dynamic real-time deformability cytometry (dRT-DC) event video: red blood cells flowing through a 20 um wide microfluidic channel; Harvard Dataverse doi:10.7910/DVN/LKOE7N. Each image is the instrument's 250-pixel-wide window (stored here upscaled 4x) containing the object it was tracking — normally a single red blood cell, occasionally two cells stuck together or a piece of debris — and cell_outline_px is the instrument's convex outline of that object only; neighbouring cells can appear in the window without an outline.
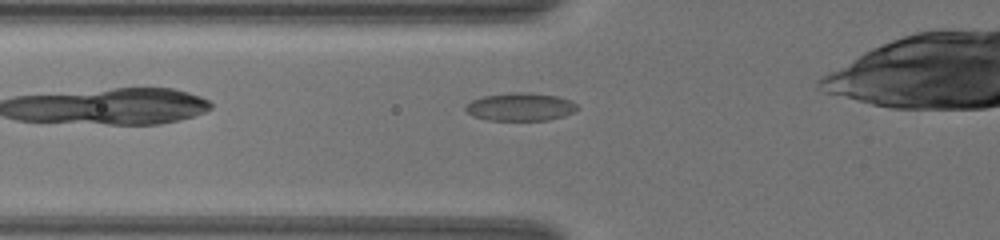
{"species": "common noctule bat (a hibernating species)", "species_latin": "Nyctalus noctula", "temperature_condition": "warm", "stored_images_in_passage": 41, "camera_frame_rate_fps": 3000, "um_per_image_px": 0.085, "animal": {"sex": "female", "body_mass_g": 19.5, "forearm_length_mm": 54.1}, "frame": {"image": 1, "passage_image": 2, "time_ms": 0.333, "image_size_px": [1000, 240], "cell_outline_px": [[580, 108], [564, 116], [548, 120], [488, 120], [472, 116], [464, 108], [464, 104], [472, 100], [484, 96], [512, 92], [528, 92], [556, 96], [568, 100], [576, 104]], "centroid_in_image_um": [44.2, 9.08], "position_along_channel_um": 81.6, "area_um2": 18.21}}
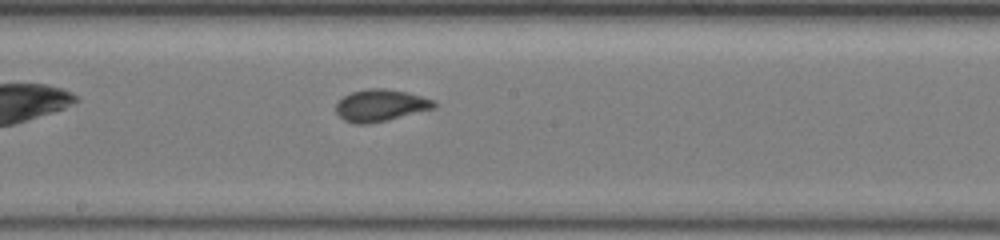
{"frame": {"image": 2, "passage_image": 15, "time_ms": 4.667, "image_size_px": [1000, 240], "cell_outline_px": [[436, 108], [388, 120], [368, 124], [352, 124], [344, 120], [336, 112], [336, 104], [344, 96], [352, 92], [368, 88], [384, 88], [408, 92], [436, 100]], "centroid_in_image_um": [32.38, 8.96], "position_along_channel_um": 215.8, "area_um2": 18.44}}
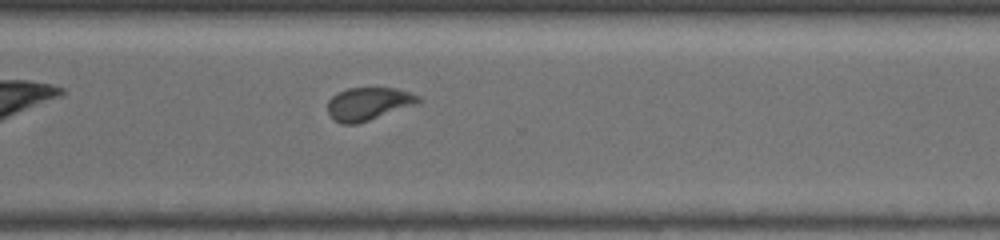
{"frame": {"image": 3, "passage_image": 27, "time_ms": 8.667, "image_size_px": [1000, 240], "cell_outline_px": [[424, 100], [420, 104], [356, 124], [340, 124], [332, 120], [328, 112], [328, 100], [336, 92], [348, 88], [396, 88], [420, 96]], "centroid_in_image_um": [31.34, 8.83], "position_along_channel_um": 339.3, "area_um2": 17.74}}